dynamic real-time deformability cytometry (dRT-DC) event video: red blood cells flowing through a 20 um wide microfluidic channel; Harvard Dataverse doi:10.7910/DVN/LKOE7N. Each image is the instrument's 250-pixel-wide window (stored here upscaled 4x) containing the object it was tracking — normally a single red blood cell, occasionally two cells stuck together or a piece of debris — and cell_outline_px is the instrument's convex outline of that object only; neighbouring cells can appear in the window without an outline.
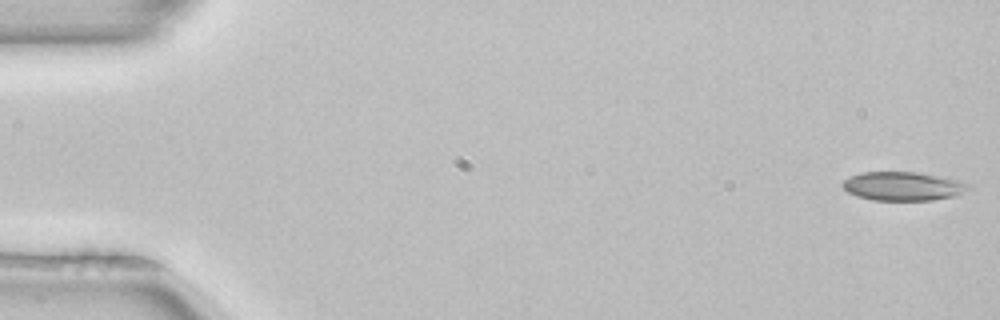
{"species": "common noctule bat (a hibernating species)", "species_latin": "Nyctalus noctula", "temperature_condition": "room temperature", "stored_images_in_passage": 51, "camera_frame_rate_fps": 3000, "um_per_image_px": 0.085, "animal": {"sex": "female", "body_mass_g": 22.7, "forearm_length_mm": 54.2}, "frame": {"image": 1, "passage_image": 1, "time_ms": 0.0, "image_size_px": [1000, 320], "cell_outline_px": [[972, 188], [956, 196], [932, 200], [872, 200], [856, 196], [848, 192], [840, 184], [844, 180], [860, 172], [916, 172], [956, 180], [968, 184]], "centroid_in_image_um": [76.73, 15.83], "position_along_channel_um": 8.3, "area_um2": 20.98}}
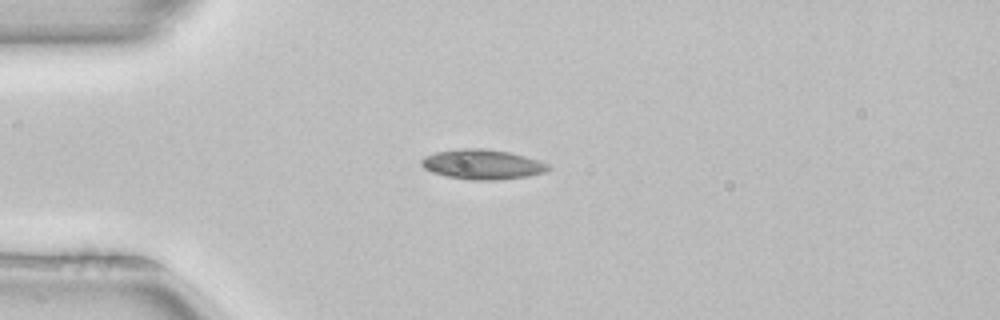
{"frame": {"image": 2, "passage_image": 13, "time_ms": 4.0, "image_size_px": [1000, 320], "cell_outline_px": [[552, 168], [544, 172], [528, 176], [496, 180], [472, 180], [448, 176], [432, 172], [424, 168], [420, 164], [420, 160], [424, 156], [436, 152], [460, 148], [484, 148], [508, 152], [524, 156], [548, 164]], "centroid_in_image_um": [40.97, 13.97], "position_along_channel_um": 44.0, "area_um2": 21.96}}
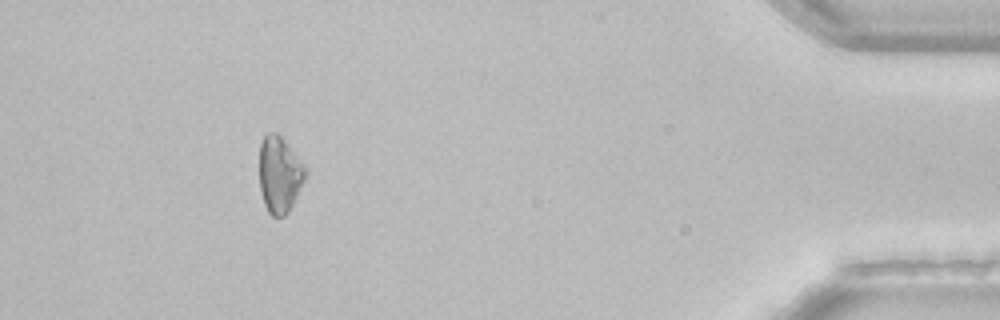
{"frame": {"image": 3, "passage_image": 47, "time_ms": 15.333, "image_size_px": [1000, 320], "cell_outline_px": [[308, 172], [288, 212], [284, 216], [272, 216], [268, 212], [264, 204], [260, 192], [260, 144], [264, 136], [268, 132], [276, 132], [284, 140], [308, 168]], "centroid_in_image_um": [23.76, 14.82], "position_along_channel_um": 411.4, "area_um2": 20.46}}